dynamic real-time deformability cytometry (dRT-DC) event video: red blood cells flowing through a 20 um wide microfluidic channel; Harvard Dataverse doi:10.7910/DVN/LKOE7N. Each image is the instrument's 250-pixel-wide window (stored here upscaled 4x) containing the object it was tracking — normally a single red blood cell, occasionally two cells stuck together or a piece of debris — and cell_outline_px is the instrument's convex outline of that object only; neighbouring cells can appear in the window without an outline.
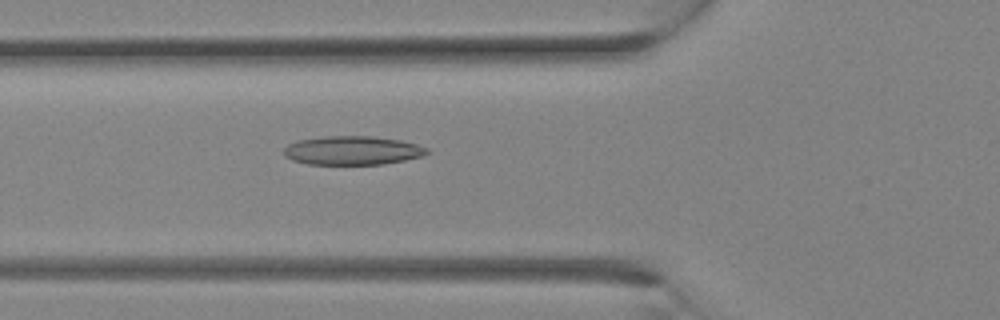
{"species": "Egyptian fruit bat (a non-hibernating species)", "species_latin": "Rousettus aegyptiacus", "temperature_condition": "room temperature", "stored_images_in_passage": 29, "camera_frame_rate_fps": 3000, "um_per_image_px": 0.085, "animal": {"sex": "female"}, "frame": {"image": 1, "passage_image": 10, "time_ms": 3.0, "image_size_px": [1000, 320], "cell_outline_px": [[428, 152], [424, 156], [384, 164], [308, 164], [292, 160], [284, 156], [284, 148], [288, 144], [296, 140], [324, 136], [372, 136], [400, 140], [416, 144], [428, 148]], "centroid_in_image_um": [29.94, 12.78], "position_along_channel_um": 95.9, "area_um2": 24.1}}
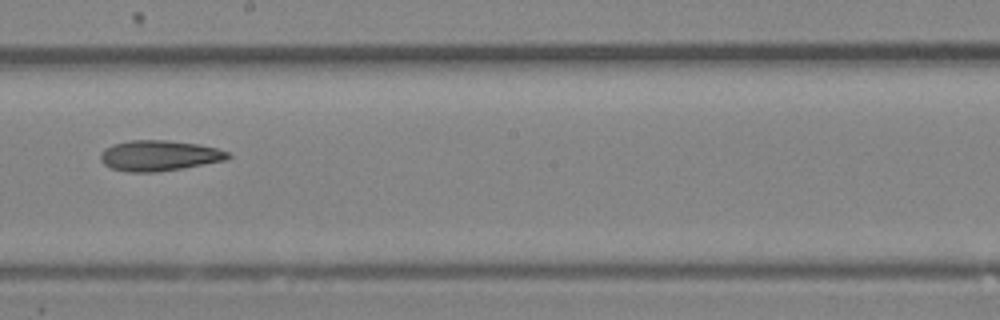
{"frame": {"image": 2, "passage_image": 16, "time_ms": 5.0, "image_size_px": [1000, 320], "cell_outline_px": [[232, 156], [228, 160], [184, 168], [156, 172], [128, 172], [112, 168], [104, 164], [100, 160], [100, 152], [104, 148], [112, 144], [128, 140], [168, 140], [200, 144], [216, 148], [228, 152]], "centroid_in_image_um": [13.53, 13.22], "position_along_channel_um": 234.7, "area_um2": 23.0}}
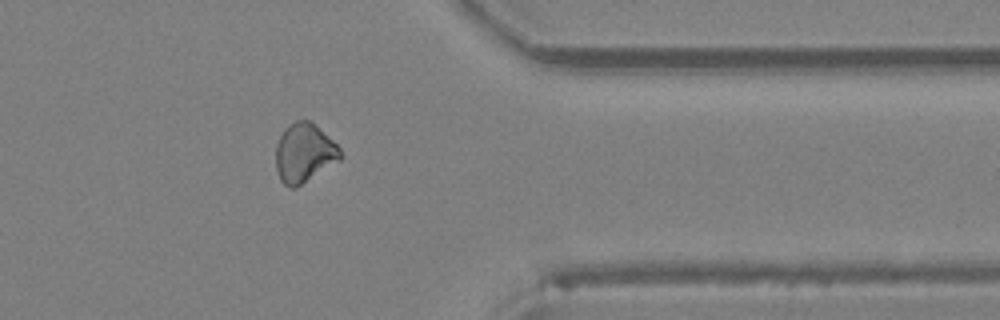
{"frame": {"image": 3, "passage_image": 23, "time_ms": 7.333, "image_size_px": [1000, 320], "cell_outline_px": [[340, 160], [300, 184], [292, 188], [284, 184], [280, 180], [276, 168], [276, 144], [284, 128], [288, 124], [296, 120], [312, 120], [340, 148]], "centroid_in_image_um": [25.83, 12.96], "position_along_channel_um": 385.6, "area_um2": 21.96}}